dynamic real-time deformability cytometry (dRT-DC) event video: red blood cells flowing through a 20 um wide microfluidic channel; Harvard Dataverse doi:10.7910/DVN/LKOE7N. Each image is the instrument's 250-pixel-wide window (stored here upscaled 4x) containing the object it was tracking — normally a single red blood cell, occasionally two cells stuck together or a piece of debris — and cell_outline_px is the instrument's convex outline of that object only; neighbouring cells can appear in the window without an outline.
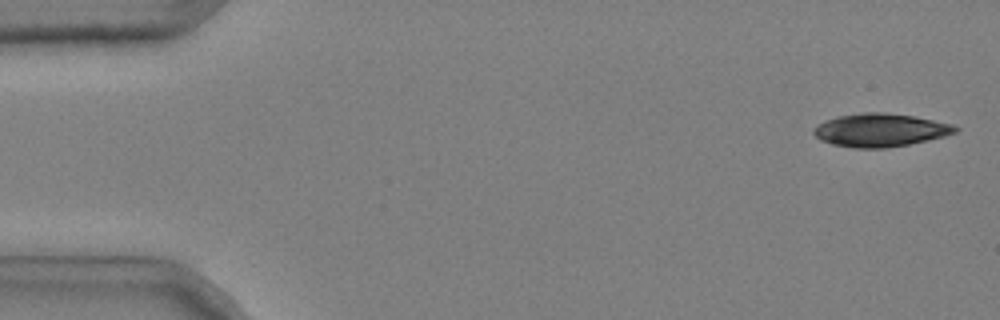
{"species": "common noctule bat (a hibernating species)", "species_latin": "Nyctalus noctula", "temperature_condition": "cold", "stored_images_in_passage": 49, "camera_frame_rate_fps": 3000, "um_per_image_px": 0.085, "animal": {"sex": "male", "body_mass_g": 20.4}, "frame": {"image": 1, "passage_image": 2, "time_ms": 0.333, "image_size_px": [1000, 320], "cell_outline_px": [[960, 128], [956, 132], [944, 136], [928, 140], [888, 148], [852, 148], [832, 144], [820, 140], [812, 132], [812, 128], [836, 116], [860, 112], [884, 112], [912, 116], [952, 124]], "centroid_in_image_um": [74.8, 11.06], "position_along_channel_um": 10.2, "area_um2": 27.34}}